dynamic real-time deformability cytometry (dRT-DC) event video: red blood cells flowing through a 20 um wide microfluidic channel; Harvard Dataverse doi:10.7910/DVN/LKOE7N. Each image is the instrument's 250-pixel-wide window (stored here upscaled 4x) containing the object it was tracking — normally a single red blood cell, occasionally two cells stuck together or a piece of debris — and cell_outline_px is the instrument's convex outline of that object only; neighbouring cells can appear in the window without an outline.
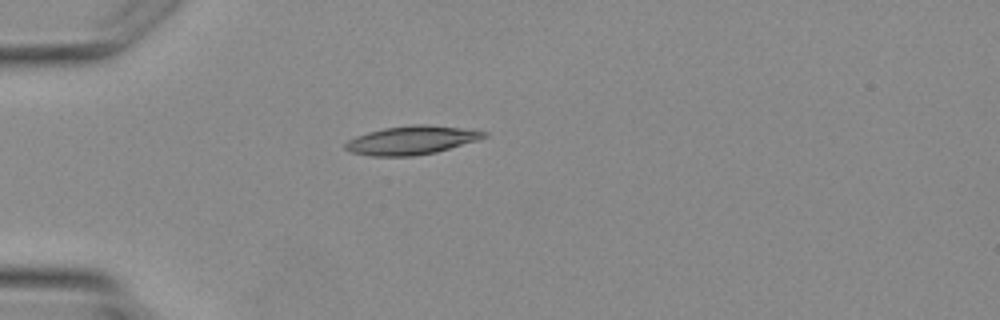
{"species": "Egyptian fruit bat (a non-hibernating species)", "species_latin": "Rousettus aegyptiacus", "temperature_condition": "warm", "stored_images_in_passage": 4, "camera_frame_rate_fps": 3000, "um_per_image_px": 0.085, "animal": {"sex": "female"}, "frame": {"image": 1, "passage_image": 4, "time_ms": 3.667, "image_size_px": [1000, 320], "cell_outline_px": [[488, 136], [476, 140], [436, 152], [412, 156], [372, 156], [352, 152], [344, 148], [344, 144], [348, 140], [356, 136], [368, 132], [384, 128], [416, 124], [424, 124], [460, 128], [488, 132]], "centroid_in_image_um": [34.95, 11.92], "position_along_channel_um": 50.0, "area_um2": 22.77}}